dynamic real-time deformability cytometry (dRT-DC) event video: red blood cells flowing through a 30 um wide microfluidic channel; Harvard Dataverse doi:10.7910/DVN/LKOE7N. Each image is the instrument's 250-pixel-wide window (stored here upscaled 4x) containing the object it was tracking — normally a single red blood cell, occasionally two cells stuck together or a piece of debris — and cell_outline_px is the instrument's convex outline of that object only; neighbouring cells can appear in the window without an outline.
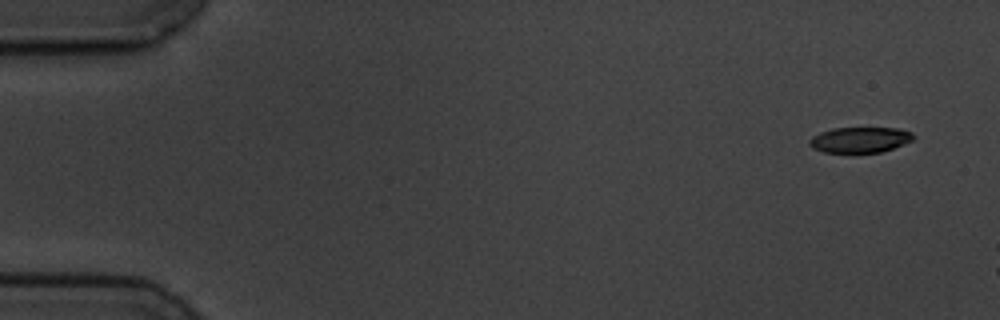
{"species": "common noctule bat (a hibernating species)", "species_latin": "Nyctalus noctula", "temperature_condition": "cold", "stored_images_in_passage": 4, "camera_frame_rate_fps": 3000, "um_per_image_px": 0.085, "animal": {"sex": "male", "body_mass_g": 19.5, "forearm_length_mm": 54.6}, "frame": {"image": 1, "passage_image": 1, "time_ms": 0.0, "image_size_px": [1000, 320], "cell_outline_px": [[916, 136], [912, 140], [892, 148], [880, 152], [824, 152], [812, 148], [808, 144], [808, 140], [812, 136], [820, 132], [832, 128], [900, 128], [912, 132]], "centroid_in_image_um": [73.07, 11.87], "position_along_channel_um": 11.9, "area_um2": 15.49}}